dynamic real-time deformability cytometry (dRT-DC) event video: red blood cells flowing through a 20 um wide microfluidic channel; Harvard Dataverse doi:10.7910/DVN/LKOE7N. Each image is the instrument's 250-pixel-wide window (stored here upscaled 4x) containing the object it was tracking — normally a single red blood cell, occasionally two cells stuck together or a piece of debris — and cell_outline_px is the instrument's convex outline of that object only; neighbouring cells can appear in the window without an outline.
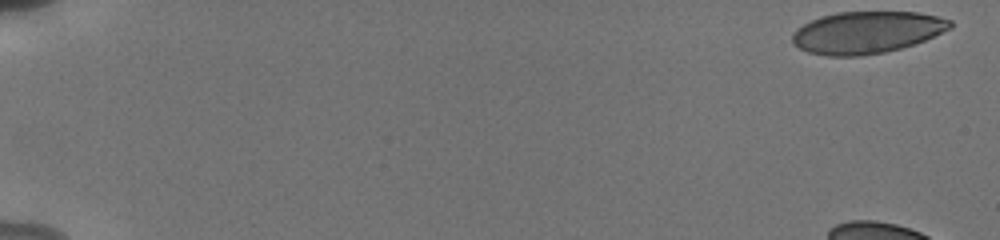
{"species": "human", "species_latin": "Homo sapiens", "temperature_condition": "cold", "stored_images_in_passage": 12, "camera_frame_rate_fps": 3000, "um_per_image_px": 0.085, "donor": {"sex": "male"}, "frame": {"image": 1, "passage_image": 1, "time_ms": 0.0, "image_size_px": [1000, 240], "cell_outline_px": [[952, 28], [924, 40], [900, 48], [884, 52], [860, 56], [828, 56], [808, 52], [792, 44], [792, 32], [796, 28], [820, 16], [836, 12], [920, 12], [952, 20]], "centroid_in_image_um": [73.65, 2.75], "position_along_channel_um": 11.4, "area_um2": 38.67}}
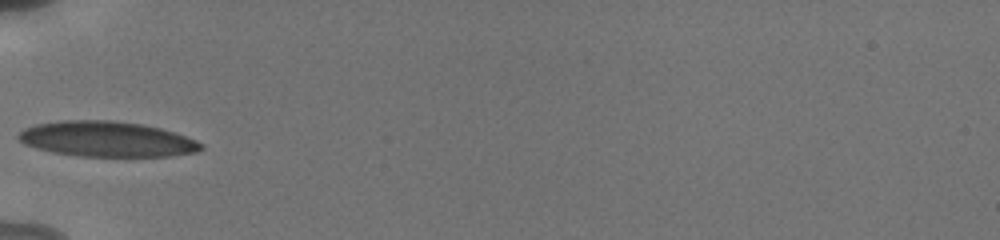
{"frame": {"image": 2, "passage_image": 10, "time_ms": 7.0, "image_size_px": [1000, 240], "cell_outline_px": [[204, 148], [196, 152], [172, 156], [80, 156], [52, 152], [36, 148], [24, 144], [16, 136], [24, 128], [36, 124], [64, 120], [112, 120], [140, 124], [160, 128], [196, 140], [204, 144]], "centroid_in_image_um": [9.07, 11.82], "position_along_channel_um": 75.9, "area_um2": 37.51}}